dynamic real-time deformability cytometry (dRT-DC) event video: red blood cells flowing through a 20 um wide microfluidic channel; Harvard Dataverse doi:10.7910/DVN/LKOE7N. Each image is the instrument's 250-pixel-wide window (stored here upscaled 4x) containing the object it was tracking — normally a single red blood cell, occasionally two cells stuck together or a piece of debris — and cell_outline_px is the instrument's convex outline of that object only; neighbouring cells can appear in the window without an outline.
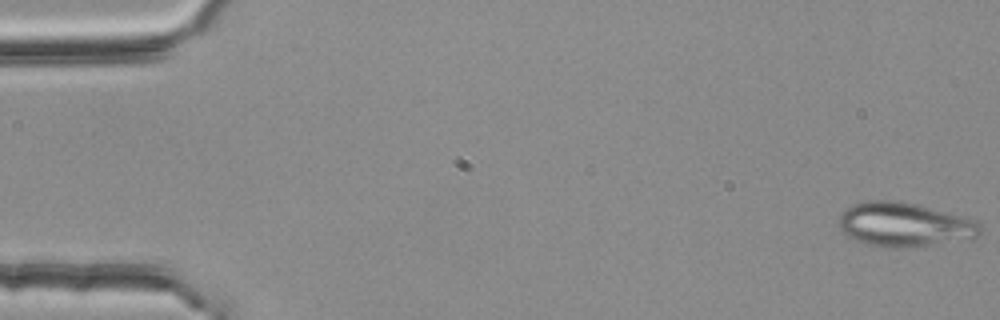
{"species": "common noctule bat (a hibernating species)", "species_latin": "Nyctalus noctula", "temperature_condition": "room temperature", "stored_images_in_passage": 53, "segment_of_instrument_passage": [1, 2], "camera_frame_rate_fps": 3000, "um_per_image_px": 0.085, "animal": {"sex": "female", "body_mass_g": 25.1}, "frame": {"image": 1, "passage_image": 1, "time_ms": 0.0, "image_size_px": [1000, 320], "cell_outline_px": [[980, 232], [972, 240], [908, 248], [884, 248], [868, 244], [856, 240], [848, 236], [836, 224], [836, 220], [840, 212], [852, 204], [868, 200], [900, 200], [980, 220]], "centroid_in_image_um": [76.88, 19.1], "position_along_channel_um": 8.1, "area_um2": 37.34}}